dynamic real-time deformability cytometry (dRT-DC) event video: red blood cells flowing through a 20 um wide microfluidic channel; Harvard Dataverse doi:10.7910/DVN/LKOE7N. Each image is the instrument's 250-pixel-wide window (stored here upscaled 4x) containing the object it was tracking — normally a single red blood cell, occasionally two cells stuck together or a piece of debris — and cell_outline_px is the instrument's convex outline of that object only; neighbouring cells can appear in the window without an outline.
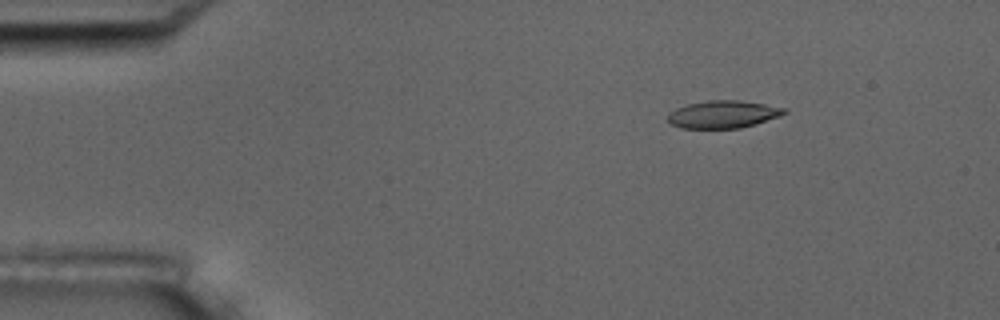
{"species": "common noctule bat (a hibernating species)", "species_latin": "Nyctalus noctula", "temperature_condition": "room temperature", "stored_images_in_passage": 8, "camera_frame_rate_fps": 3000, "um_per_image_px": 0.085, "animal": {"sex": "male", "body_mass_g": 17.5, "forearm_length_mm": 52.3}, "frame": {"image": 1, "passage_image": 2, "time_ms": 2.333, "image_size_px": [1000, 320], "cell_outline_px": [[788, 112], [780, 116], [756, 124], [740, 128], [680, 128], [672, 124], [668, 120], [668, 112], [676, 108], [688, 104], [708, 100], [740, 100], [788, 108]], "centroid_in_image_um": [61.48, 9.71], "position_along_channel_um": 23.5, "area_um2": 18.79}}
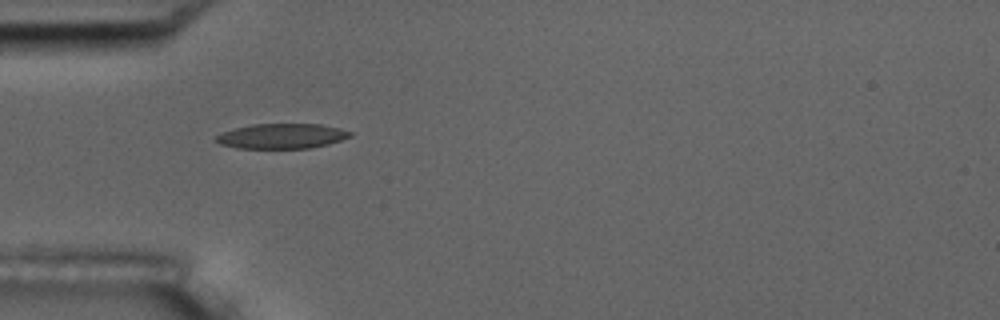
{"frame": {"image": 2, "passage_image": 5, "time_ms": 5.333, "image_size_px": [1000, 320], "cell_outline_px": [[352, 136], [328, 144], [308, 148], [236, 148], [220, 144], [212, 140], [216, 136], [224, 132], [236, 128], [252, 124], [320, 124], [340, 128], [352, 132]], "centroid_in_image_um": [23.94, 11.57], "position_along_channel_um": 61.1, "area_um2": 19.48}}
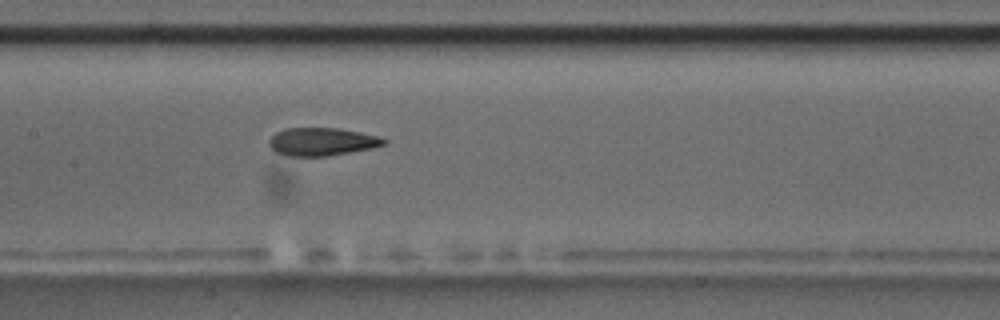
{"frame": {"image": 3, "passage_image": 8, "time_ms": 8.667, "image_size_px": [1000, 320], "cell_outline_px": [[388, 140], [384, 144], [372, 148], [328, 156], [288, 156], [276, 152], [268, 144], [268, 140], [276, 132], [288, 128], [336, 128], [360, 132], [380, 136]], "centroid_in_image_um": [27.36, 12.04], "position_along_channel_um": 180.0, "area_um2": 18.67}}